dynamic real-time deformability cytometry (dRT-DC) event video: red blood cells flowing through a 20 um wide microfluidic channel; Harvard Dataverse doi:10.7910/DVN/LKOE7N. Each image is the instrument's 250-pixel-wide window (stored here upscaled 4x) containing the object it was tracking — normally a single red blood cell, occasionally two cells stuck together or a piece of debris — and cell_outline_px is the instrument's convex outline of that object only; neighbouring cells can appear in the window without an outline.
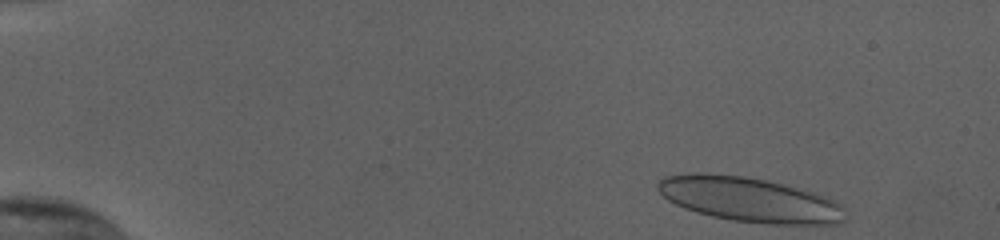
{"species": "human", "species_latin": "Homo sapiens", "temperature_condition": "cold", "stored_images_in_passage": 49, "camera_frame_rate_fps": 3000, "um_per_image_px": 0.085, "donor": {"sex": "female"}, "frame": {"image": 1, "passage_image": 1, "time_ms": 0.0, "image_size_px": [1000, 240], "cell_outline_px": [[848, 220], [840, 224], [764, 224], [732, 220], [712, 216], [696, 212], [684, 208], [668, 200], [656, 188], [656, 184], [664, 176], [692, 172], [700, 172], [744, 176], [764, 180], [812, 192], [824, 196], [840, 204], [844, 208]], "centroid_in_image_um": [63.69, 16.97], "position_along_channel_um": 21.3, "area_um2": 48.84}}
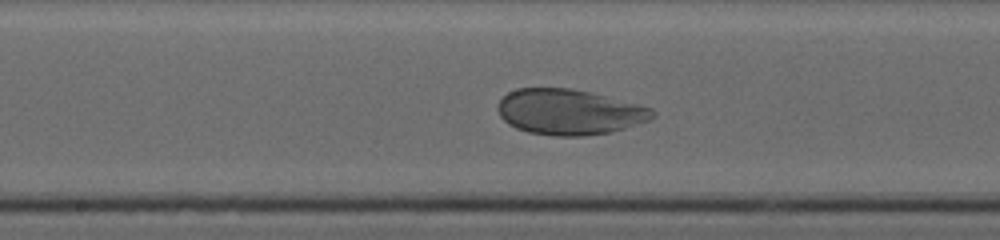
{"frame": {"image": 2, "passage_image": 25, "time_ms": 8.0, "image_size_px": [1000, 240], "cell_outline_px": [[656, 116], [648, 120], [624, 128], [608, 132], [584, 136], [556, 136], [528, 132], [516, 128], [508, 124], [500, 116], [496, 108], [500, 100], [508, 92], [516, 88], [572, 88], [592, 92], [652, 108], [656, 112]], "centroid_in_image_um": [48.36, 9.51], "position_along_channel_um": 199.8, "area_um2": 41.04}}
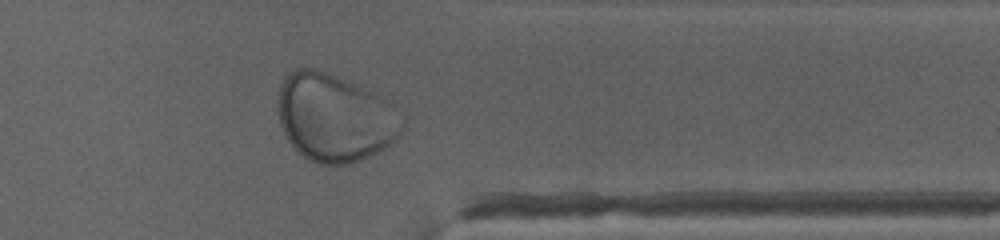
{"frame": {"image": 3, "passage_image": 40, "time_ms": 13.0, "image_size_px": [1000, 240], "cell_outline_px": [[404, 128], [396, 140], [372, 156], [352, 164], [316, 164], [308, 160], [288, 140], [280, 124], [276, 112], [276, 92], [284, 76], [288, 72], [296, 68], [316, 68], [336, 76], [384, 96], [404, 120]], "centroid_in_image_um": [28.43, 9.99], "position_along_channel_um": 383.0, "area_um2": 64.56}, "authors_computed_cell_mechanics": {"area_um2": 45.662, "velocity_mm_per_s": 3.7358, "shape_relaxation_time_tau1_ms": 4.354, "shape_relaxation_time_tau2_ms": null, "deformation_change_tau1": 0.1515, "deformation_change_tau2": null}}